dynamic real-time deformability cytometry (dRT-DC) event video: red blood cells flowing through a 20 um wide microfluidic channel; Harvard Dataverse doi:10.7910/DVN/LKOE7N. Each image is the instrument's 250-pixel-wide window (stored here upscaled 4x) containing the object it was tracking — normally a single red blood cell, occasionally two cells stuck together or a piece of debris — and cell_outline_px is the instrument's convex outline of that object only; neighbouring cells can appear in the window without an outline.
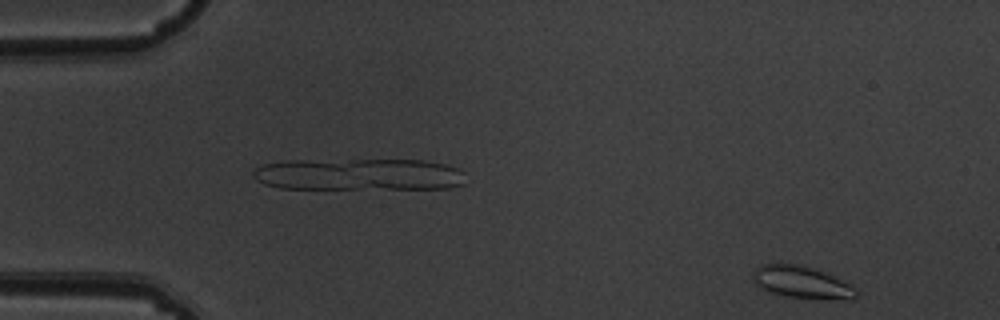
{"species": "common noctule bat (a hibernating species)", "species_latin": "Nyctalus noctula", "temperature_condition": "warm", "stored_images_in_passage": 5, "camera_frame_rate_fps": 3000, "um_per_image_px": 0.085, "animal": {"sex": "male", "body_mass_g": 19.5, "forearm_length_mm": 54.6}, "frame": {"image": 1, "passage_image": 5, "time_ms": 1.333, "image_size_px": [1000, 320], "cell_outline_px": [[860, 292], [856, 296], [784, 296], [768, 292], [756, 284], [752, 280], [752, 272], [760, 264], [796, 264], [828, 272], [852, 284]], "centroid_in_image_um": [68.06, 23.92], "position_along_channel_um": 16.9, "area_um2": 18.61}}